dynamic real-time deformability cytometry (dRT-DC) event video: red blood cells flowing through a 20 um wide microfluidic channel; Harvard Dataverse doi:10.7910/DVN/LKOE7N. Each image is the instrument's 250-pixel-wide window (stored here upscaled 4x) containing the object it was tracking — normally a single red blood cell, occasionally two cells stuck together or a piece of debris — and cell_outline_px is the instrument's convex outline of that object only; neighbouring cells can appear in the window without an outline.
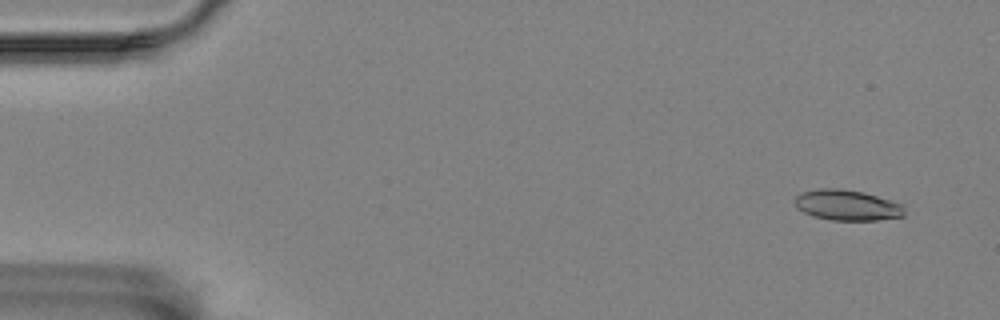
{"species": "Egyptian fruit bat (a non-hibernating species)", "species_latin": "Rousettus aegyptiacus", "temperature_condition": "room temperature", "stored_images_in_passage": 17, "camera_frame_rate_fps": 3000, "um_per_image_px": 0.085, "animal": {"sex": "female"}, "frame": {"image": 1, "passage_image": 3, "time_ms": 0.667, "image_size_px": [1000, 320], "cell_outline_px": [[904, 216], [876, 220], [832, 220], [812, 216], [796, 208], [792, 200], [800, 192], [820, 188], [840, 188], [864, 192], [900, 204], [904, 208]], "centroid_in_image_um": [71.92, 17.43], "position_along_channel_um": 13.1, "area_um2": 19.59}}
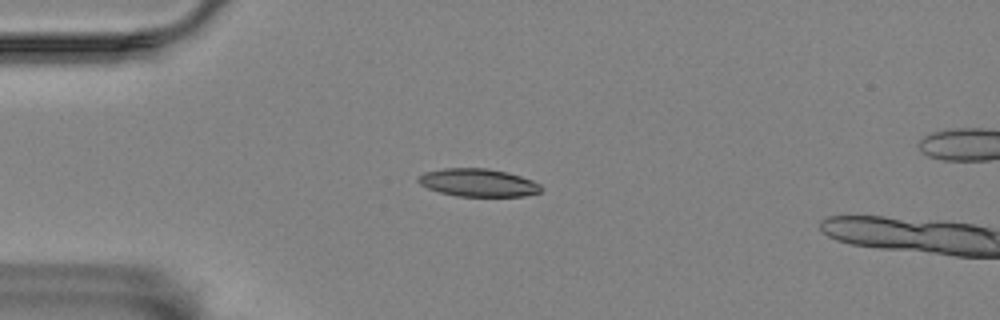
{"frame": {"image": 2, "passage_image": 14, "time_ms": 4.333, "image_size_px": [1000, 320], "cell_outline_px": [[544, 188], [540, 192], [524, 196], [456, 196], [440, 192], [428, 188], [420, 184], [416, 180], [416, 176], [424, 172], [444, 168], [488, 168], [508, 172], [532, 180], [540, 184]], "centroid_in_image_um": [40.63, 15.52], "position_along_channel_um": 44.4, "area_um2": 20.11}}